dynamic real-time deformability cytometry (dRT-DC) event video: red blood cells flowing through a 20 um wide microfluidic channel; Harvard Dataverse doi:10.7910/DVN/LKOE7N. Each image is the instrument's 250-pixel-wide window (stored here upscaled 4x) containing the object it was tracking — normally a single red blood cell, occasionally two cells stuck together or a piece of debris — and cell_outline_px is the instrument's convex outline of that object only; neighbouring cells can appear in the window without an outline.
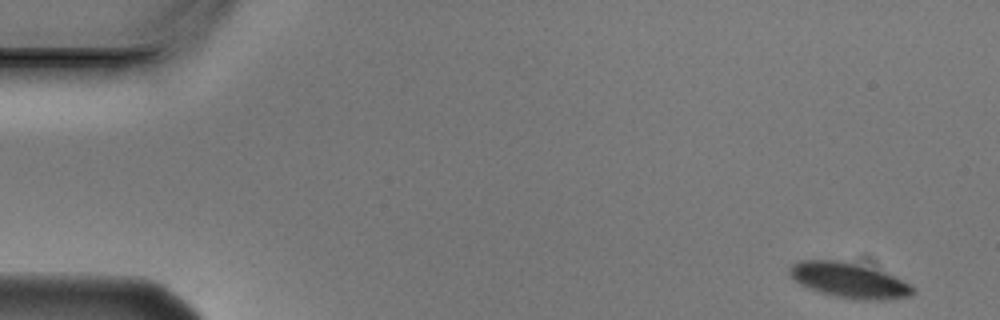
{"species": "Egyptian fruit bat (a non-hibernating species)", "species_latin": "Rousettus aegyptiacus", "temperature_condition": "cold", "stored_images_in_passage": 8, "camera_frame_rate_fps": 3000, "um_per_image_px": 0.085, "animal": {"sex": "male"}, "frame": {"image": 1, "passage_image": 1, "time_ms": 0.0, "image_size_px": [1000, 320], "cell_outline_px": [[916, 292], [912, 296], [884, 300], [864, 300], [836, 296], [820, 292], [800, 284], [792, 280], [788, 272], [788, 268], [792, 264], [800, 260], [844, 260], [884, 272], [912, 284], [916, 288]], "centroid_in_image_um": [72.19, 23.82], "position_along_channel_um": 12.8, "area_um2": 25.43}}
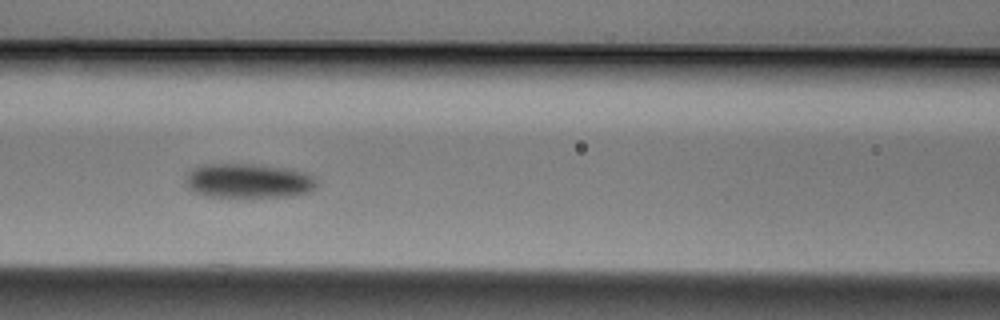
{"frame": {"image": 2, "passage_image": 7, "time_ms": 2.0, "image_size_px": [1000, 320], "cell_outline_px": [[316, 188], [308, 192], [288, 196], [208, 196], [196, 192], [188, 188], [184, 184], [184, 172], [192, 168], [204, 164], [264, 164], [292, 168], [304, 172], [312, 176], [316, 180]], "centroid_in_image_um": [21.07, 15.33], "position_along_channel_um": 145.5, "area_um2": 26.65}}
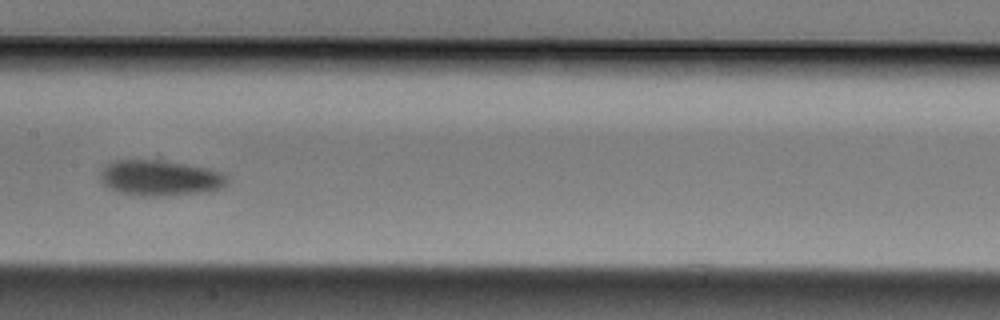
{"frame": {"image": 3, "passage_image": 8, "time_ms": 2.333, "image_size_px": [1000, 320], "cell_outline_px": [[228, 184], [224, 188], [208, 192], [156, 196], [144, 196], [120, 192], [108, 188], [100, 180], [100, 172], [112, 160], [164, 160], [212, 168], [220, 172], [228, 180]], "centroid_in_image_um": [13.64, 15.12], "position_along_channel_um": 193.8, "area_um2": 26.59}}